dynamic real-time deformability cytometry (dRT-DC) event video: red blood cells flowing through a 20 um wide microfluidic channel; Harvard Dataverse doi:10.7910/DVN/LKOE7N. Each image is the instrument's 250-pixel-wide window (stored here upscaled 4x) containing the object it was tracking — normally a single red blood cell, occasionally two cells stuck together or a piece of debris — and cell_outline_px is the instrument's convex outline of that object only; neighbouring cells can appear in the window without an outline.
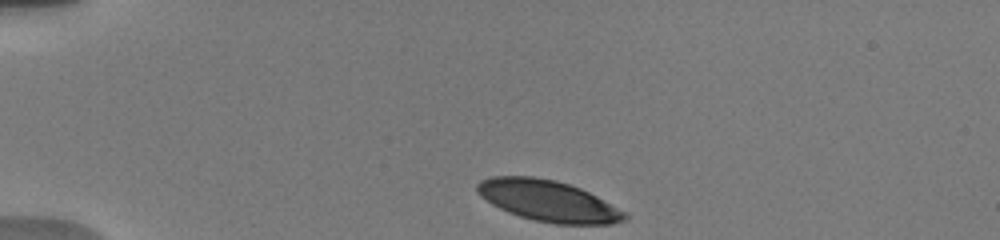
{"species": "human", "species_latin": "Homo sapiens", "temperature_condition": "warm", "stored_images_in_passage": 34, "camera_frame_rate_fps": 3000, "um_per_image_px": 0.085, "donor": {"sex": "male"}, "frame": {"image": 1, "passage_image": 1, "time_ms": 0.0, "image_size_px": [1000, 240], "cell_outline_px": [[628, 216], [624, 220], [612, 224], [556, 224], [532, 220], [508, 212], [492, 204], [480, 196], [476, 192], [476, 184], [480, 180], [492, 176], [532, 176], [556, 180], [580, 188], [596, 196], [624, 212]], "centroid_in_image_um": [46.54, 17.07], "position_along_channel_um": 38.5, "area_um2": 35.14}}
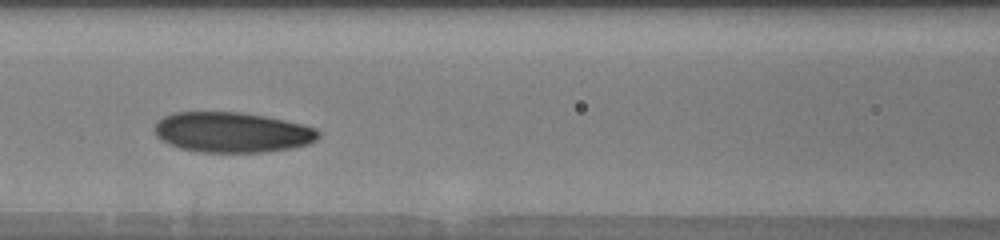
{"frame": {"image": 2, "passage_image": 10, "time_ms": 4.333, "image_size_px": [1000, 240], "cell_outline_px": [[320, 136], [316, 140], [308, 144], [292, 148], [264, 152], [200, 152], [180, 148], [168, 144], [160, 140], [156, 136], [156, 124], [164, 116], [176, 112], [240, 112], [264, 116], [284, 120], [316, 128], [320, 132]], "centroid_in_image_um": [19.74, 11.25], "position_along_channel_um": 146.9, "area_um2": 38.38}}
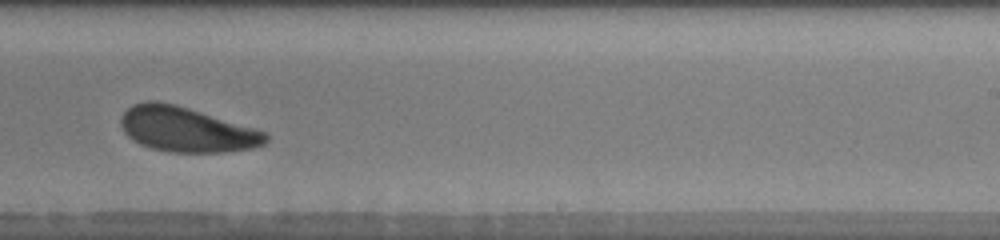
{"frame": {"image": 3, "passage_image": 17, "time_ms": 7.667, "image_size_px": [1000, 240], "cell_outline_px": [[268, 140], [264, 144], [252, 148], [224, 152], [168, 152], [152, 148], [140, 144], [132, 140], [124, 132], [120, 124], [120, 120], [124, 112], [132, 104], [148, 100], [156, 100], [176, 104], [256, 128], [268, 132]], "centroid_in_image_um": [15.86, 11.0], "position_along_channel_um": 273.1, "area_um2": 38.15}, "authors_computed_cell_mechanics": {"area_um2": 37.281, "velocity_mm_per_s": 3.8, "shape_relaxation_time_tau1_ms": 2.1671, "shape_relaxation_time_tau2_ms": 6.794, "deformation_change_tau1": 0.1108, "deformation_change_tau2": 0.1652}}